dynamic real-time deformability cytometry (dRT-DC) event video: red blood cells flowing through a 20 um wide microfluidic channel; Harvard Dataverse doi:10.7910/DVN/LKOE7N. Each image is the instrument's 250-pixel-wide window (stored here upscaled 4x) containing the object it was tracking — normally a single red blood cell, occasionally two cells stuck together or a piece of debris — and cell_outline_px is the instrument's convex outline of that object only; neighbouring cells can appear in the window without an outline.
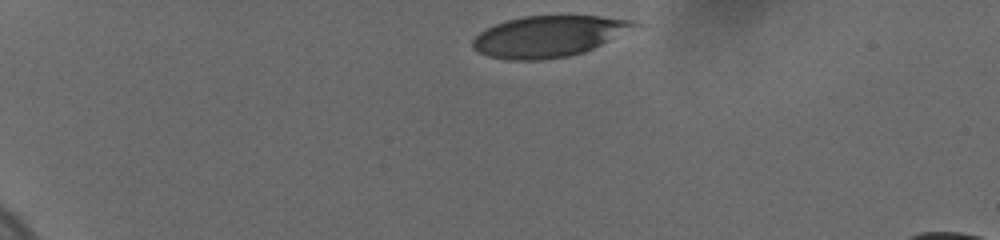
{"species": "human", "species_latin": "Homo sapiens", "temperature_condition": "cold", "stored_images_in_passage": 4, "camera_frame_rate_fps": 3000, "um_per_image_px": 0.085, "donor": {"sex": "female"}, "frame": {"image": 1, "passage_image": 1, "time_ms": 0.0, "image_size_px": [1000, 240], "cell_outline_px": [[644, 24], [640, 28], [584, 52], [568, 56], [540, 60], [508, 60], [488, 56], [472, 48], [472, 40], [480, 32], [496, 24], [508, 20], [524, 16], [600, 16], [636, 20]], "centroid_in_image_um": [46.74, 3.08], "position_along_channel_um": 38.3, "area_um2": 39.13}}
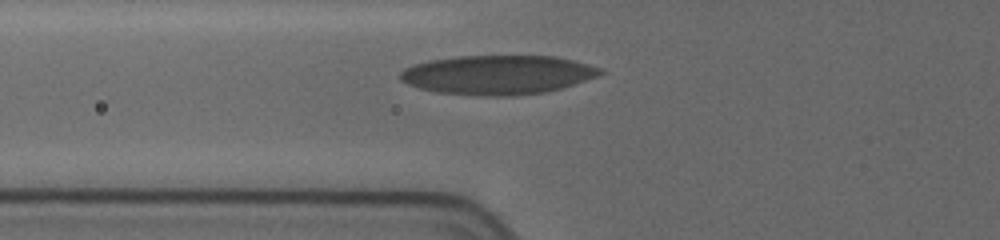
{"frame": {"image": 2, "passage_image": 4, "time_ms": 3.333, "image_size_px": [1000, 240], "cell_outline_px": [[604, 72], [600, 76], [548, 92], [508, 96], [484, 96], [436, 92], [420, 88], [408, 84], [400, 80], [400, 72], [404, 68], [412, 64], [428, 60], [456, 56], [556, 56], [604, 68]], "centroid_in_image_um": [42.32, 6.35], "position_along_channel_um": 83.5, "area_um2": 46.01}}